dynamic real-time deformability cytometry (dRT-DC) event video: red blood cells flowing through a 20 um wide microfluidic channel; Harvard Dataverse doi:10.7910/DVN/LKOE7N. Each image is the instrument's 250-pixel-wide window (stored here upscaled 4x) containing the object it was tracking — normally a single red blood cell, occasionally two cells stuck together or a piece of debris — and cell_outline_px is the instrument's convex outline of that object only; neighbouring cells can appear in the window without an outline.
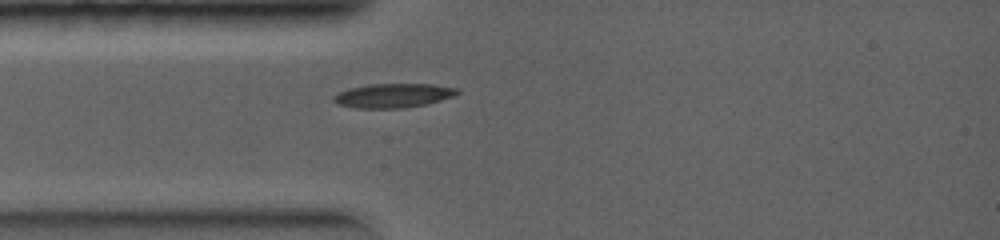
{"species": "common noctule bat (a hibernating species)", "species_latin": "Nyctalus noctula", "temperature_condition": "warm", "stored_images_in_passage": 26, "camera_frame_rate_fps": 5000, "um_per_image_px": 0.085, "animal": {"sex": "female", "body_mass_g": 19.0, "forearm_length_mm": 56.7}, "frame": {"image": 1, "passage_image": 1, "time_ms": 0.0, "image_size_px": [1000, 240], "cell_outline_px": [[460, 92], [452, 96], [440, 100], [424, 104], [404, 108], [356, 108], [336, 104], [332, 100], [332, 96], [348, 88], [368, 84], [432, 84], [460, 88]], "centroid_in_image_um": [33.39, 8.11], "position_along_channel_um": 51.6, "area_um2": 17.46}}
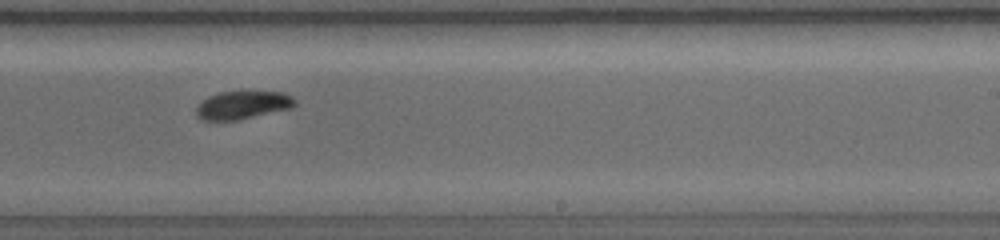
{"frame": {"image": 2, "passage_image": 14, "time_ms": 3.4, "image_size_px": [1000, 240], "cell_outline_px": [[296, 104], [292, 108], [240, 120], [200, 120], [196, 116], [196, 108], [208, 96], [220, 92], [284, 92], [292, 96], [296, 100]], "centroid_in_image_um": [20.65, 8.94], "position_along_channel_um": 268.4, "area_um2": 16.18}}
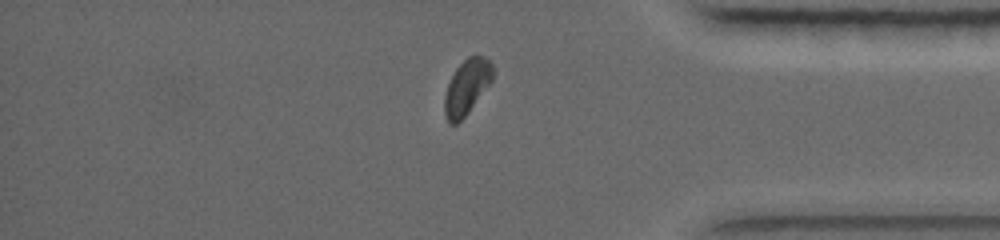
{"frame": {"image": 3, "passage_image": 23, "time_ms": 5.6, "image_size_px": [1000, 240], "cell_outline_px": [[492, 80], [468, 112], [456, 124], [448, 124], [444, 112], [444, 96], [448, 84], [456, 68], [468, 56], [484, 56], [492, 64]], "centroid_in_image_um": [39.65, 7.4], "position_along_channel_um": 395.6, "area_um2": 15.14}}